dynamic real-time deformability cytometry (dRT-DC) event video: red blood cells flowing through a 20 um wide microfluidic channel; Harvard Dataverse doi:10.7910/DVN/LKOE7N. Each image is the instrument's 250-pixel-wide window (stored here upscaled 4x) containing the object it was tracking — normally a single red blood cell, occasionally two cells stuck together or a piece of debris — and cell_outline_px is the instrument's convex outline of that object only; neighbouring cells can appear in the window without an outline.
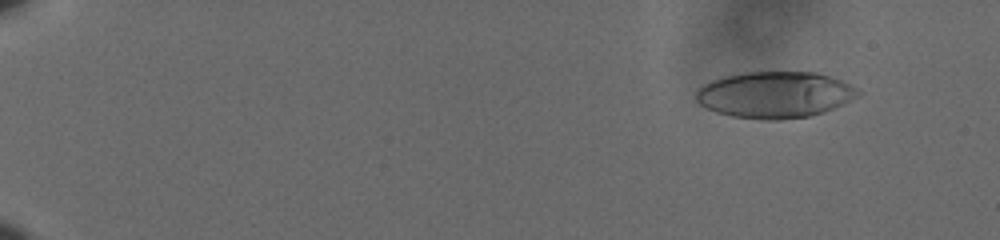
{"species": "human", "species_latin": "Homo sapiens", "temperature_condition": "cold", "stored_images_in_passage": 35, "camera_frame_rate_fps": 3000, "um_per_image_px": 0.085, "donor": {"sex": "male"}, "frame": {"image": 1, "passage_image": 7, "time_ms": 2.0, "image_size_px": [1000, 240], "cell_outline_px": [[860, 96], [844, 104], [824, 112], [808, 116], [780, 120], [764, 120], [732, 116], [716, 112], [700, 104], [696, 100], [696, 92], [704, 84], [712, 80], [728, 76], [748, 72], [816, 72], [840, 80], [856, 88], [860, 92]], "centroid_in_image_um": [65.89, 8.06], "position_along_channel_um": 19.1, "area_um2": 43.58}}
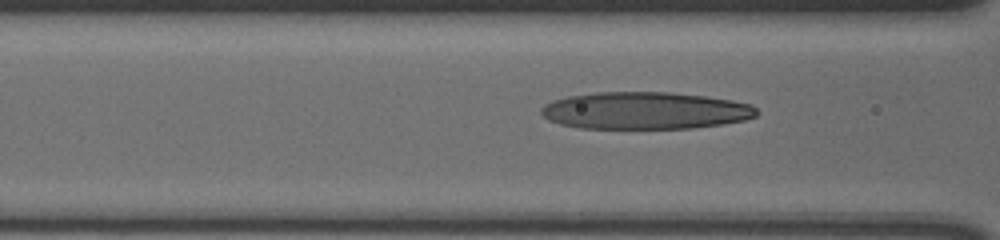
{"frame": {"image": 2, "passage_image": 28, "time_ms": 9.0, "image_size_px": [1000, 240], "cell_outline_px": [[756, 116], [744, 120], [724, 124], [692, 128], [580, 128], [560, 124], [548, 120], [540, 112], [540, 108], [544, 104], [552, 100], [568, 96], [596, 92], [672, 92], [704, 96], [732, 100], [752, 104], [756, 108]], "centroid_in_image_um": [54.82, 9.4], "position_along_channel_um": 111.8, "area_um2": 46.88}}
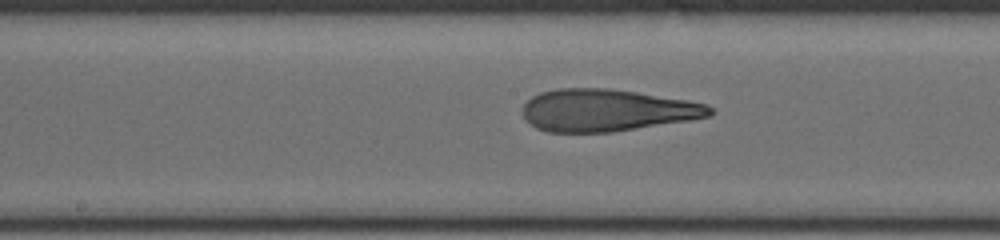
{"frame": {"image": 3, "passage_image": 35, "time_ms": 11.333, "image_size_px": [1000, 240], "cell_outline_px": [[716, 112], [712, 116], [688, 120], [612, 132], [548, 132], [536, 128], [524, 120], [524, 104], [532, 96], [540, 92], [556, 88], [608, 88], [636, 92], [708, 104]], "centroid_in_image_um": [51.56, 9.37], "position_along_channel_um": 196.6, "area_um2": 45.89}}